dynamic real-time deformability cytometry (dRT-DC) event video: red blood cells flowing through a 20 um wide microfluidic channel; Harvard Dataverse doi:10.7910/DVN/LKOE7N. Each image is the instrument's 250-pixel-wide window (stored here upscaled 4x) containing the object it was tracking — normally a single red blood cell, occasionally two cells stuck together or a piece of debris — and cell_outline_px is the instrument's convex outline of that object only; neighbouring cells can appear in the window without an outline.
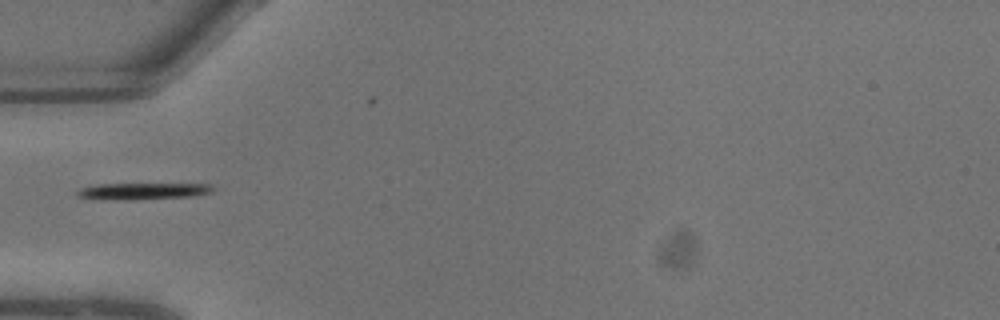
{"species": "common noctule bat (a hibernating species)", "species_latin": "Nyctalus noctula", "temperature_condition": "warm", "stored_images_in_passage": 4, "camera_frame_rate_fps": 3000, "um_per_image_px": 0.085, "animal": {"sex": "male", "body_mass_g": 13.3}, "frame": {"image": 1, "passage_image": 1, "time_ms": 0.0, "image_size_px": [1000, 320], "cell_outline_px": [[216, 188], [212, 192], [196, 196], [120, 200], [76, 196], [76, 192], [80, 188], [96, 184], [212, 184]], "centroid_in_image_um": [12.21, 16.23], "position_along_channel_um": 72.8, "area_um2": 13.01}}
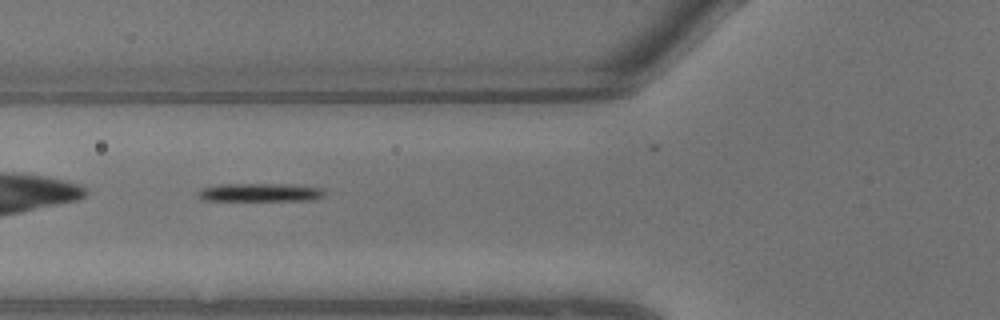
{"frame": {"image": 2, "passage_image": 2, "time_ms": 0.333, "image_size_px": [1000, 320], "cell_outline_px": [[324, 196], [312, 200], [204, 200], [196, 196], [196, 192], [204, 188], [220, 184], [292, 184], [320, 188], [324, 192]], "centroid_in_image_um": [22.09, 16.35], "position_along_channel_um": 103.7, "area_um2": 13.35}}